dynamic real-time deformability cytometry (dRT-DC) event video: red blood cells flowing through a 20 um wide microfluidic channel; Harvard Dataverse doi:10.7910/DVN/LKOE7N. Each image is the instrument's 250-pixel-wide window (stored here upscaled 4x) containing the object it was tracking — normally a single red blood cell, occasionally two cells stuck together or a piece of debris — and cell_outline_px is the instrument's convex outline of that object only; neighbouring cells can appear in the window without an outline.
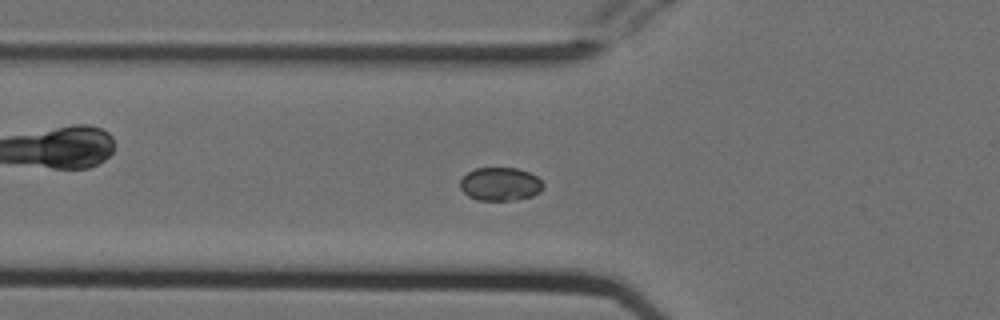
{"species": "Egyptian fruit bat (a non-hibernating species)", "species_latin": "Rousettus aegyptiacus", "temperature_condition": "cold", "stored_images_in_passage": 47, "camera_frame_rate_fps": 3000, "um_per_image_px": 0.085, "animal": {"sex": "female"}, "frame": {"image": 1, "passage_image": 11, "time_ms": 3.333, "image_size_px": [1000, 320], "cell_outline_px": [[544, 188], [540, 192], [532, 196], [516, 200], [476, 200], [468, 196], [460, 188], [460, 180], [468, 172], [476, 168], [516, 168], [528, 172], [536, 176], [544, 184]], "centroid_in_image_um": [42.53, 15.65], "position_along_channel_um": 83.3, "area_um2": 16.18}}
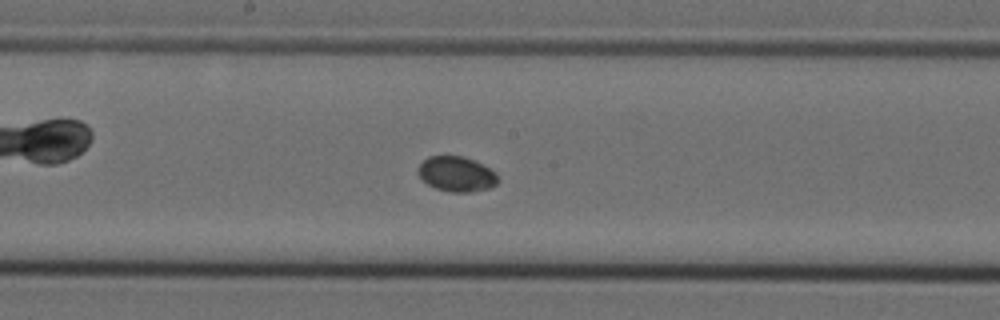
{"frame": {"image": 2, "passage_image": 21, "time_ms": 6.667, "image_size_px": [1000, 320], "cell_outline_px": [[500, 180], [496, 184], [488, 188], [472, 192], [448, 192], [436, 188], [428, 184], [416, 172], [420, 164], [428, 156], [464, 156], [496, 172]], "centroid_in_image_um": [38.81, 14.8], "position_along_channel_um": 209.4, "area_um2": 16.24}}
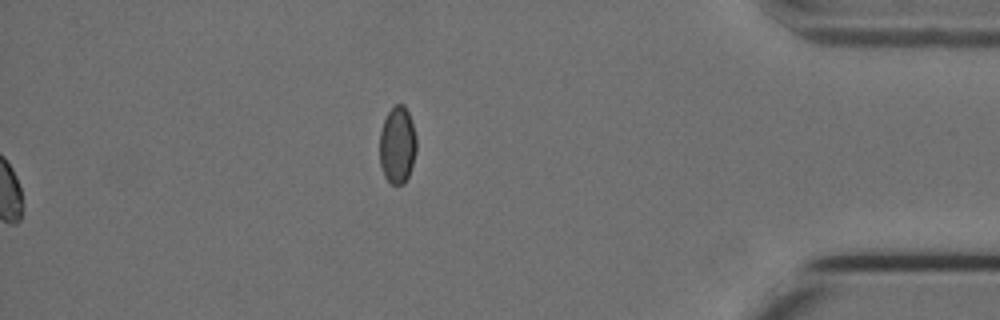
{"frame": {"image": 3, "passage_image": 47, "time_ms": 15.333, "image_size_px": [1000, 320], "cell_outline_px": [[416, 152], [408, 176], [404, 184], [392, 184], [384, 176], [380, 164], [380, 132], [384, 120], [388, 112], [396, 104], [404, 104], [408, 112], [416, 136]], "centroid_in_image_um": [33.77, 12.33], "position_along_channel_um": 401.4, "area_um2": 16.42}}